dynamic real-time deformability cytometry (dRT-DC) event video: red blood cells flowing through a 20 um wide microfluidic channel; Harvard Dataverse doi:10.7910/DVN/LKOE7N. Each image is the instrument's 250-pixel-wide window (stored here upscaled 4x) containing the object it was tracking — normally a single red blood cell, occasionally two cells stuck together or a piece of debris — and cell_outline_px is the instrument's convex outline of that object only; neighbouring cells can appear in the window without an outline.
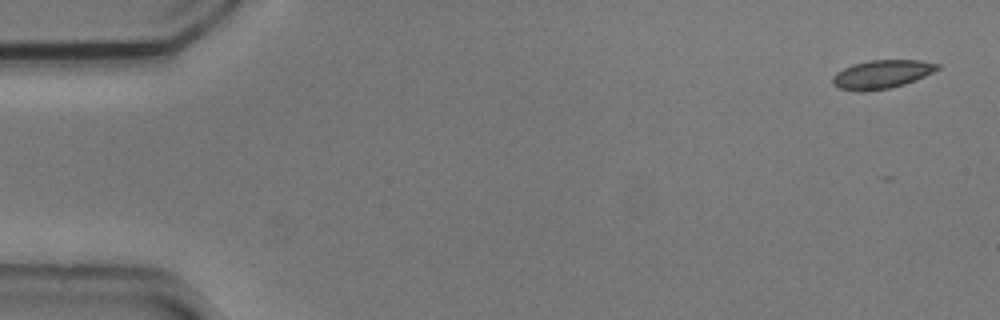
{"species": "common noctule bat (a hibernating species)", "species_latin": "Nyctalus noctula", "temperature_condition": "cold", "stored_images_in_passage": 5, "camera_frame_rate_fps": 3000, "um_per_image_px": 0.085, "animal": {"sex": "male", "body_mass_g": 20.5, "forearm_length_mm": 52.5}, "frame": {"image": 1, "passage_image": 1, "time_ms": 0.0, "image_size_px": [1000, 320], "cell_outline_px": [[940, 68], [924, 76], [904, 84], [888, 88], [864, 92], [840, 88], [832, 84], [832, 76], [836, 72], [852, 64], [868, 60], [920, 60], [940, 64]], "centroid_in_image_um": [74.92, 6.3], "position_along_channel_um": 10.1, "area_um2": 17.34}}
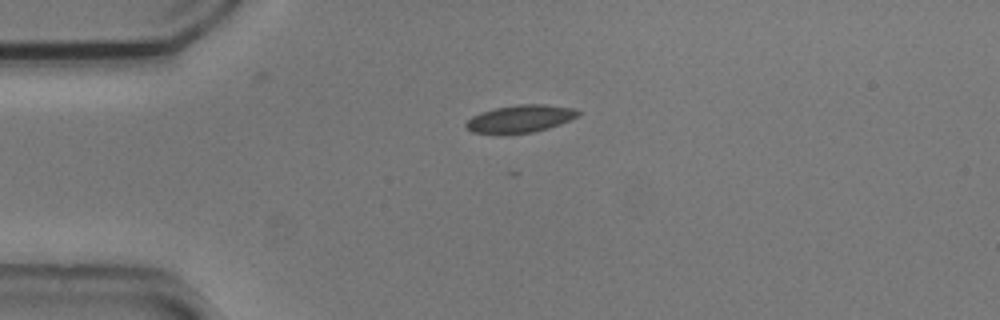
{"frame": {"image": 2, "passage_image": 4, "time_ms": 1.0, "image_size_px": [1000, 320], "cell_outline_px": [[580, 116], [560, 124], [548, 128], [532, 132], [500, 136], [496, 136], [472, 132], [464, 128], [464, 124], [472, 116], [480, 112], [496, 108], [516, 104], [544, 104], [576, 108], [580, 112]], "centroid_in_image_um": [44.17, 10.12], "position_along_channel_um": 40.8, "area_um2": 18.67}}